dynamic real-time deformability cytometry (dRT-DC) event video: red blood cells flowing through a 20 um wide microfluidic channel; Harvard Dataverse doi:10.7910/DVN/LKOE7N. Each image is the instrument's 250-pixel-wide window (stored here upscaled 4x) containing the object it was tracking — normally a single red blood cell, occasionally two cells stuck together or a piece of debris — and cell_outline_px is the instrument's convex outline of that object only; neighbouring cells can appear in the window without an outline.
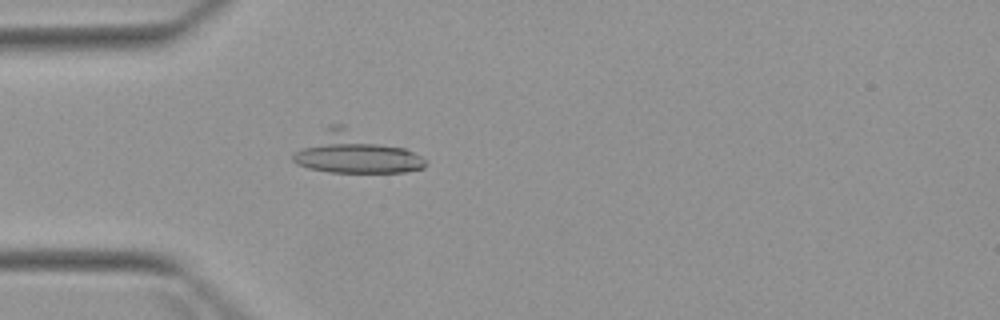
{"species": "Egyptian fruit bat (a non-hibernating species)", "species_latin": "Rousettus aegyptiacus", "temperature_condition": "warm", "stored_images_in_passage": 2, "camera_frame_rate_fps": 3000, "um_per_image_px": 0.085, "animal": {"sex": "female"}, "frame": {"image": 1, "passage_image": 2, "time_ms": 1.0, "image_size_px": [1000, 320], "cell_outline_px": [[428, 164], [424, 168], [404, 172], [328, 172], [308, 168], [296, 164], [292, 160], [292, 152], [328, 124], [344, 124], [404, 148], [428, 160]], "centroid_in_image_um": [30.11, 12.98], "position_along_channel_um": 54.9, "area_um2": 31.56}}